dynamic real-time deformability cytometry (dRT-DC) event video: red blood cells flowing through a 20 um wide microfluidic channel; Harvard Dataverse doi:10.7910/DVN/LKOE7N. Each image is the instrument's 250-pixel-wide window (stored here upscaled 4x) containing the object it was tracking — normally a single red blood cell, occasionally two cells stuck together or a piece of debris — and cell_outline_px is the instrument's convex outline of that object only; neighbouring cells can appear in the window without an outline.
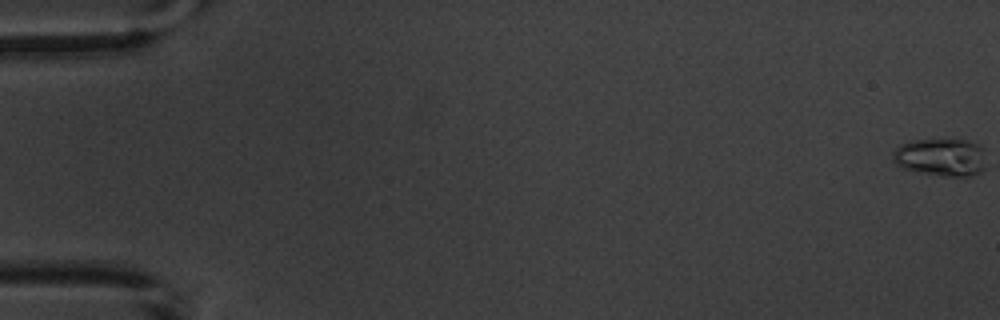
{"species": "common noctule bat (a hibernating species)", "species_latin": "Nyctalus noctula", "temperature_condition": "warm", "stored_images_in_passage": 6, "camera_frame_rate_fps": 3000, "um_per_image_px": 0.085, "animal": {"sex": "male", "body_mass_g": 20.1, "forearm_length_mm": 53.5}, "frame": {"image": 1, "passage_image": 1, "time_ms": 0.0, "image_size_px": [1000, 320], "cell_outline_px": [[984, 168], [980, 172], [964, 180], [916, 172], [900, 168], [892, 160], [892, 152], [900, 144], [912, 140], [968, 140], [984, 148]], "centroid_in_image_um": [79.97, 13.42], "position_along_channel_um": 5.0, "area_um2": 21.27}}
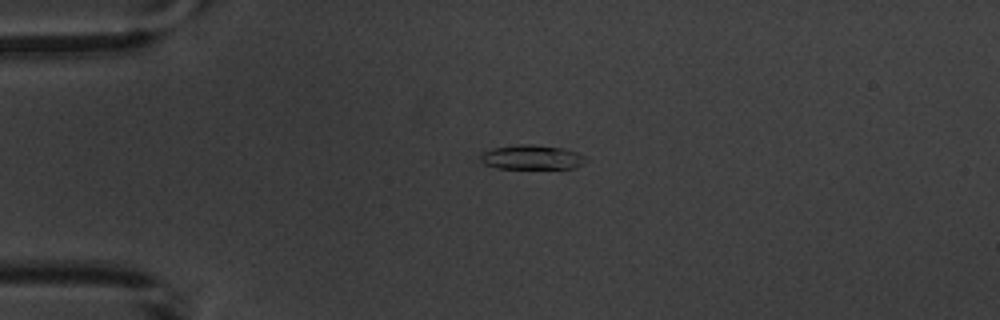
{"frame": {"image": 2, "passage_image": 5, "time_ms": 4.667, "image_size_px": [1000, 320], "cell_outline_px": [[588, 160], [572, 168], [496, 168], [484, 164], [480, 160], [480, 156], [484, 152], [492, 148], [520, 144], [528, 144], [564, 148], [588, 156]], "centroid_in_image_um": [45.21, 13.36], "position_along_channel_um": 39.8, "area_um2": 14.97}}